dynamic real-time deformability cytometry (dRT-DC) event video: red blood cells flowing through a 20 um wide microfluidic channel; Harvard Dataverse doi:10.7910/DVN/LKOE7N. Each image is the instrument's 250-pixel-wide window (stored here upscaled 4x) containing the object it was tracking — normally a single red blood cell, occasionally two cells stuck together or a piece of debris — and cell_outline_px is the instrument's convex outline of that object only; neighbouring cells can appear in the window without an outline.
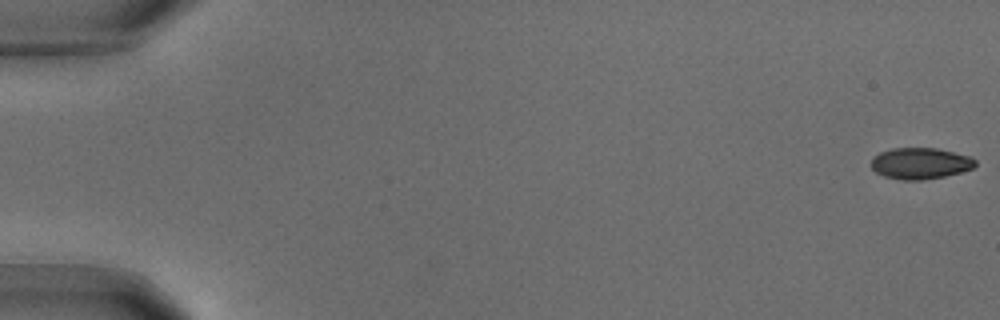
{"species": "common noctule bat (a hibernating species)", "species_latin": "Nyctalus noctula", "temperature_condition": "warm", "stored_images_in_passage": 89, "camera_frame_rate_fps": 3000, "um_per_image_px": 0.085, "animal": {"sex": "male", "body_mass_g": 18.8}, "frame": {"image": 1, "passage_image": 1, "time_ms": 0.0, "image_size_px": [1000, 320], "cell_outline_px": [[976, 164], [972, 168], [960, 172], [944, 176], [924, 180], [904, 180], [884, 176], [876, 172], [872, 168], [872, 156], [880, 152], [892, 148], [936, 148], [968, 156], [976, 160]], "centroid_in_image_um": [78.2, 13.88], "position_along_channel_um": 6.8, "area_um2": 18.84}}
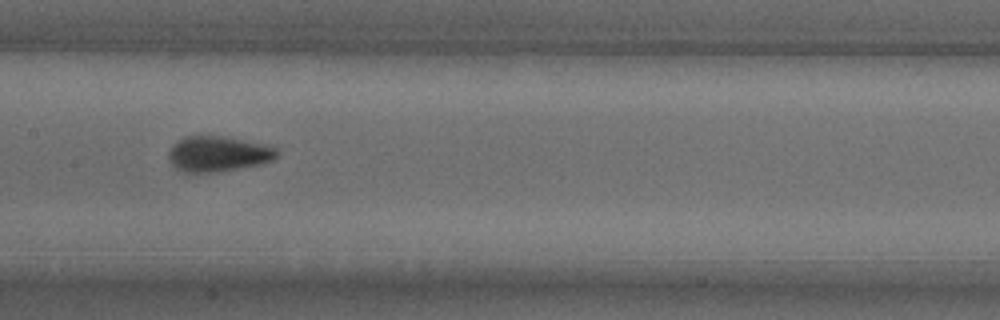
{"frame": {"image": 2, "passage_image": 46, "time_ms": 15.0, "image_size_px": [1000, 320], "cell_outline_px": [[280, 152], [272, 160], [260, 164], [216, 172], [180, 172], [168, 160], [168, 152], [172, 144], [184, 136], [224, 136], [268, 144], [276, 148]], "centroid_in_image_um": [18.53, 13.07], "position_along_channel_um": 188.9, "area_um2": 22.6}}
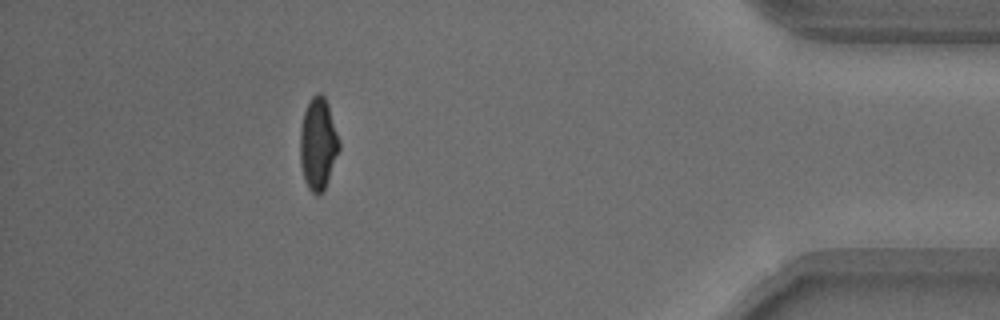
{"frame": {"image": 3, "passage_image": 80, "time_ms": 26.333, "image_size_px": [1000, 320], "cell_outline_px": [[340, 148], [324, 188], [316, 196], [308, 188], [304, 180], [300, 164], [300, 128], [304, 112], [312, 96], [316, 92], [320, 92], [324, 96], [328, 104], [340, 144]], "centroid_in_image_um": [27.01, 12.2], "position_along_channel_um": 408.2, "area_um2": 20.69}}